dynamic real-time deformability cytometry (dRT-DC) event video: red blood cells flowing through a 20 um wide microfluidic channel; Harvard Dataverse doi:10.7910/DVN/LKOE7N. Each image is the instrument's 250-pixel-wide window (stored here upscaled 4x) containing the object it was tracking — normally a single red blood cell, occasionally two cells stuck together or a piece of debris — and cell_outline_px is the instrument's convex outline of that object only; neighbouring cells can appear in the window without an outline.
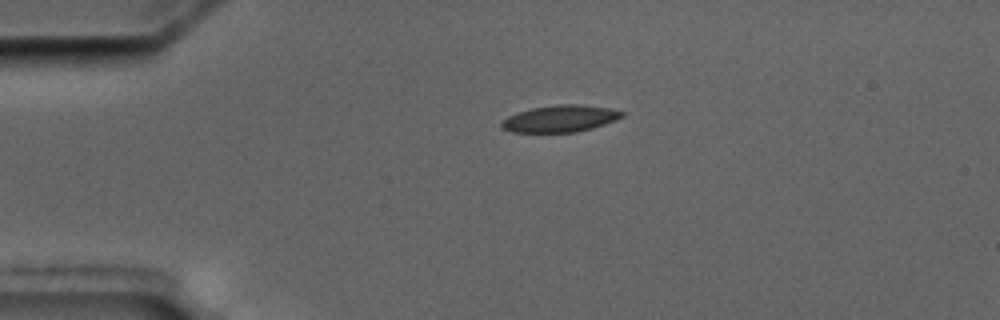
{"species": "common noctule bat (a hibernating species)", "species_latin": "Nyctalus noctula", "temperature_condition": "cold", "stored_images_in_passage": 3, "segment_of_instrument_passage": [1, 2], "camera_frame_rate_fps": 3000, "um_per_image_px": 0.085, "animal": {"sex": "male", "body_mass_g": 17.5, "forearm_length_mm": 52.3}, "frame": {"image": 1, "passage_image": 1, "time_ms": 0.0, "image_size_px": [1000, 320], "cell_outline_px": [[624, 116], [616, 120], [592, 128], [576, 132], [512, 132], [500, 128], [500, 124], [508, 116], [516, 112], [532, 108], [556, 104], [580, 104], [608, 108], [624, 112]], "centroid_in_image_um": [47.59, 10.08], "position_along_channel_um": 37.4, "area_um2": 18.84}}